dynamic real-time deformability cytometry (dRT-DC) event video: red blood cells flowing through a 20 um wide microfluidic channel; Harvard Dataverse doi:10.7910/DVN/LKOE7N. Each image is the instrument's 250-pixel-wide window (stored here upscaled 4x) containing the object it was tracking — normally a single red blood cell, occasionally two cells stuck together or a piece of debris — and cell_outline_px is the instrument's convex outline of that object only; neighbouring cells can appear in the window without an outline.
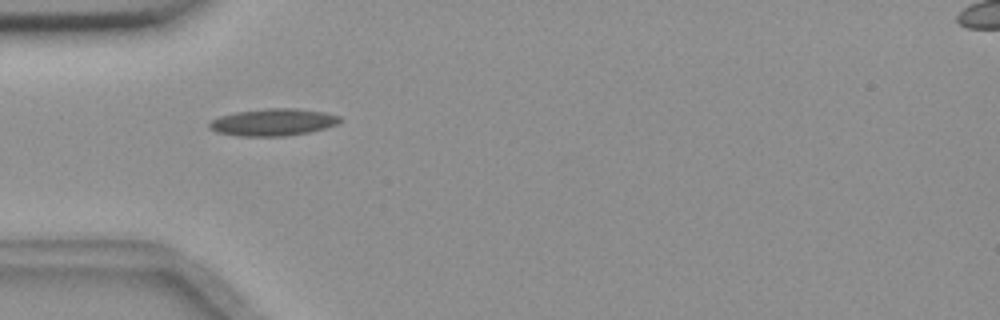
{"species": "common noctule bat (a hibernating species)", "species_latin": "Nyctalus noctula", "temperature_condition": "room temperature", "stored_images_in_passage": 41, "camera_frame_rate_fps": 3000, "um_per_image_px": 0.085, "animal": {"sex": "female", "body_mass_g": 18.4}, "frame": {"image": 1, "passage_image": 3, "time_ms": 0.667, "image_size_px": [1000, 320], "cell_outline_px": [[344, 120], [336, 124], [324, 128], [308, 132], [284, 136], [236, 136], [216, 132], [208, 128], [208, 124], [212, 120], [220, 116], [236, 112], [268, 108], [296, 108], [324, 112], [340, 116]], "centroid_in_image_um": [23.2, 10.39], "position_along_channel_um": 61.8, "area_um2": 20.63}}
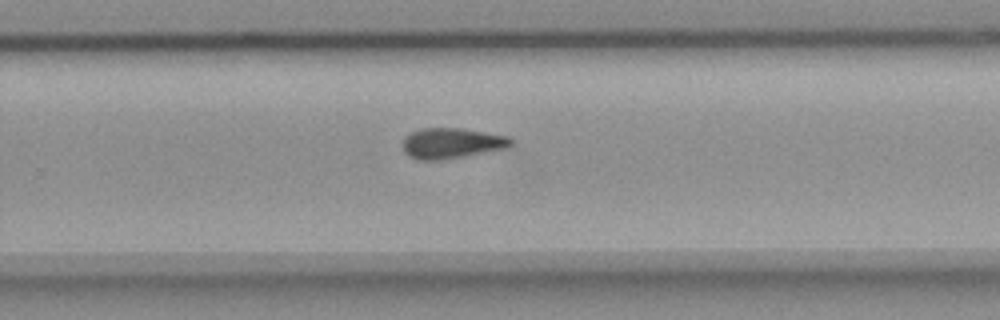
{"frame": {"image": 2, "passage_image": 22, "time_ms": 7.0, "image_size_px": [1000, 320], "cell_outline_px": [[516, 140], [508, 148], [440, 160], [416, 160], [408, 156], [404, 152], [404, 136], [420, 128], [456, 128], [508, 136]], "centroid_in_image_um": [38.39, 12.18], "position_along_channel_um": 291.4, "area_um2": 19.19}}
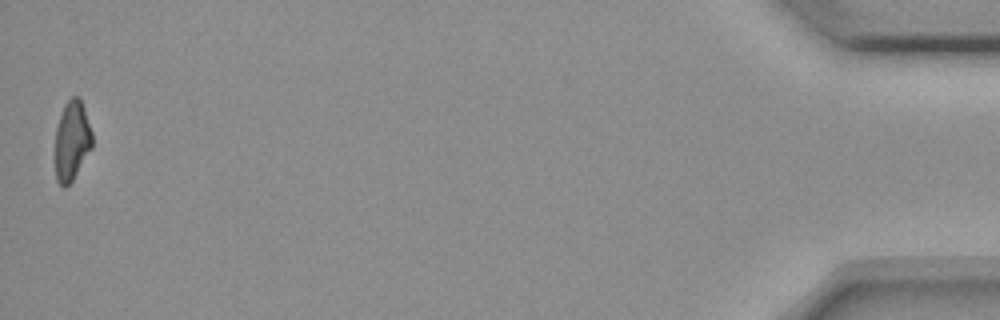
{"frame": {"image": 3, "passage_image": 41, "time_ms": 13.333, "image_size_px": [1000, 320], "cell_outline_px": [[92, 148], [72, 180], [64, 188], [56, 180], [56, 128], [64, 104], [72, 96], [80, 96], [92, 132]], "centroid_in_image_um": [6.12, 11.93], "position_along_channel_um": 429.1, "area_um2": 17.05}, "authors_computed_cell_mechanics": {"area_um2": 19.0162, "velocity_mm_per_s": 3.6632, "shape_relaxation_time_tau1_ms": null, "shape_relaxation_time_tau2_ms": 8.0268, "deformation_change_tau1": null, "deformation_change_tau2": 0.1806}}